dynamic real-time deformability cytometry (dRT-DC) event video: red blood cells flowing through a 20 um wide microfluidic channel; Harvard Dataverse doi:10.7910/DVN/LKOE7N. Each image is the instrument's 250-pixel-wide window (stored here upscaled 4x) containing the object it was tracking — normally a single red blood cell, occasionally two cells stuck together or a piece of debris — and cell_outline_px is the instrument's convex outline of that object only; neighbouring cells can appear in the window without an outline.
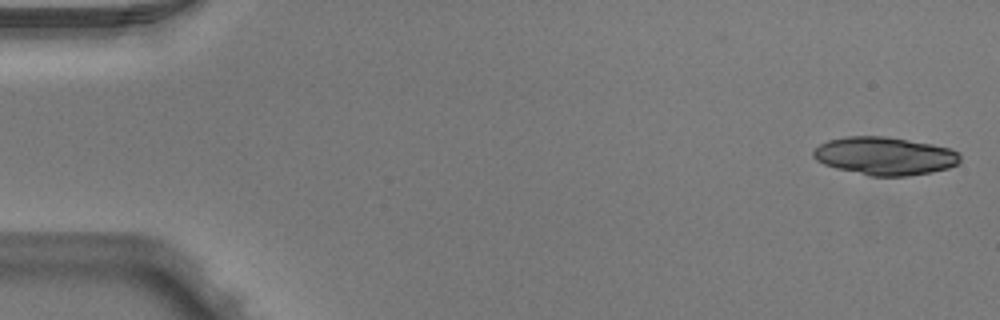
{"species": "Egyptian fruit bat (a non-hibernating species)", "species_latin": "Rousettus aegyptiacus", "temperature_condition": "warm", "stored_images_in_passage": 8, "segment_of_instrument_passage": [1, 2], "camera_frame_rate_fps": 3000, "um_per_image_px": 0.085, "animal": {"sex": "male"}, "frame": {"image": 1, "passage_image": 1, "time_ms": 0.0, "image_size_px": [1000, 320], "cell_outline_px": [[960, 164], [948, 168], [932, 172], [908, 176], [868, 176], [836, 168], [824, 164], [816, 160], [812, 156], [812, 152], [820, 144], [828, 140], [844, 136], [884, 136], [932, 144], [948, 148], [960, 152]], "centroid_in_image_um": [75.21, 13.26], "position_along_channel_um": 9.8, "area_um2": 32.71}}